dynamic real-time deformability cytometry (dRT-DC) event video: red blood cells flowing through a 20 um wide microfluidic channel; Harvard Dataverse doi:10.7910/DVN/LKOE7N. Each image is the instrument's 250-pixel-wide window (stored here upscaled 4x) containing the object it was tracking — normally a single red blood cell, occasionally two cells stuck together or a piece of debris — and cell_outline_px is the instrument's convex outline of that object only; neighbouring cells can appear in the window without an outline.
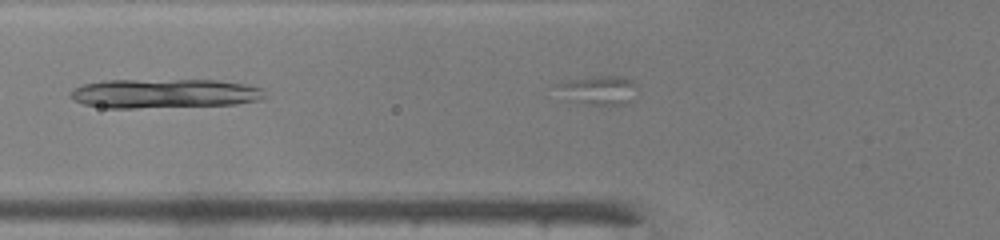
{"species": "common noctule bat (a hibernating species)", "species_latin": "Nyctalus noctula", "temperature_condition": "warm", "stored_images_in_passage": 3, "segment_of_instrument_passage": [2, 2], "camera_frame_rate_fps": 3000, "um_per_image_px": 0.085, "animal": {"sex": "male", "body_mass_g": 19.0, "forearm_length_mm": 50.8}, "frame": {"image": 1, "passage_image": 2, "time_ms": 0.333, "image_size_px": [1000, 240], "cell_outline_px": [[264, 96], [260, 100], [236, 104], [136, 108], [108, 108], [84, 104], [68, 96], [68, 92], [72, 88], [84, 84], [104, 80], [220, 80], [248, 84], [260, 88]], "centroid_in_image_um": [13.93, 7.94], "position_along_channel_um": 111.9, "area_um2": 33.23}}